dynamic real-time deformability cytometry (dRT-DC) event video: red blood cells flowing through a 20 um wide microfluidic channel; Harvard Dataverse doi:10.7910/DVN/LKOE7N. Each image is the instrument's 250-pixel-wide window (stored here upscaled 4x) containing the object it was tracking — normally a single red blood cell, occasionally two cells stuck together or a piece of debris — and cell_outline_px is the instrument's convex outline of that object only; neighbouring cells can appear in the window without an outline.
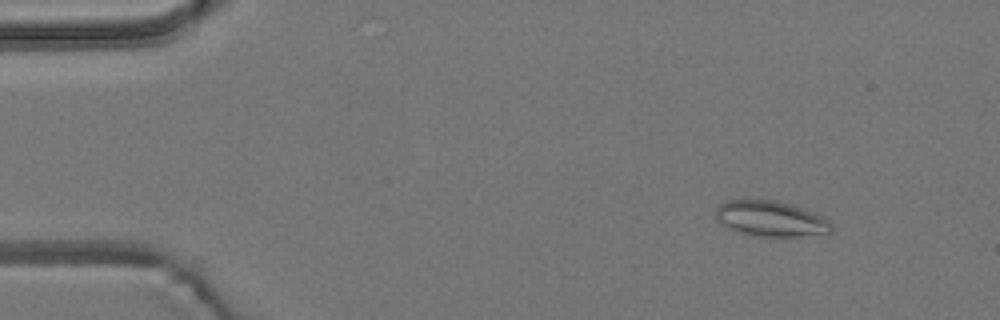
{"species": "common noctule bat (a hibernating species)", "species_latin": "Nyctalus noctula", "temperature_condition": "room temperature", "stored_images_in_passage": 5, "segment_of_instrument_passage": [1, 2], "camera_frame_rate_fps": 3000, "um_per_image_px": 0.085, "animal": {"sex": "male", "body_mass_g": 19.2, "forearm_length_mm": 51.8}, "frame": {"image": 1, "passage_image": 2, "time_ms": 0.333, "image_size_px": [1000, 320], "cell_outline_px": [[832, 232], [800, 236], [760, 236], [740, 232], [728, 228], [716, 220], [716, 208], [724, 200], [776, 200], [792, 204], [820, 216], [828, 220], [832, 224]], "centroid_in_image_um": [65.48, 18.58], "position_along_channel_um": 19.5, "area_um2": 23.7}}